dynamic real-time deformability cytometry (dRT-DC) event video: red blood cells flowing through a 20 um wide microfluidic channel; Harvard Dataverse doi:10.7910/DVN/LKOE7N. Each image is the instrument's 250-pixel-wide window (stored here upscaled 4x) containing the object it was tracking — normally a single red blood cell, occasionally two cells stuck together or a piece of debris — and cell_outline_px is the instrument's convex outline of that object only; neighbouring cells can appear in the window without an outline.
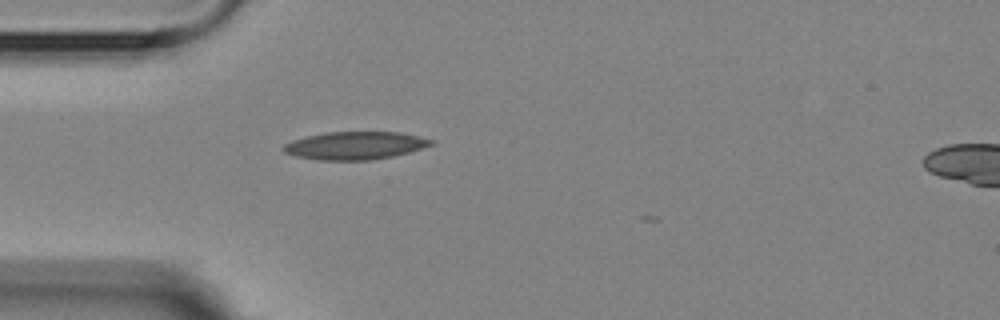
{"species": "Egyptian fruit bat (a non-hibernating species)", "species_latin": "Rousettus aegyptiacus", "temperature_condition": "room temperature", "stored_images_in_passage": 1, "camera_frame_rate_fps": 3000, "um_per_image_px": 0.085, "animal": {"sex": "female"}, "frame": {"image": 1, "passage_image": 1, "time_ms": 0.0, "image_size_px": [1000, 320], "cell_outline_px": [[436, 144], [408, 152], [392, 156], [372, 160], [316, 160], [296, 156], [284, 152], [280, 148], [284, 144], [292, 140], [304, 136], [324, 132], [400, 132], [420, 136], [436, 140]], "centroid_in_image_um": [30.18, 12.36], "position_along_channel_um": 54.8, "area_um2": 24.28}}